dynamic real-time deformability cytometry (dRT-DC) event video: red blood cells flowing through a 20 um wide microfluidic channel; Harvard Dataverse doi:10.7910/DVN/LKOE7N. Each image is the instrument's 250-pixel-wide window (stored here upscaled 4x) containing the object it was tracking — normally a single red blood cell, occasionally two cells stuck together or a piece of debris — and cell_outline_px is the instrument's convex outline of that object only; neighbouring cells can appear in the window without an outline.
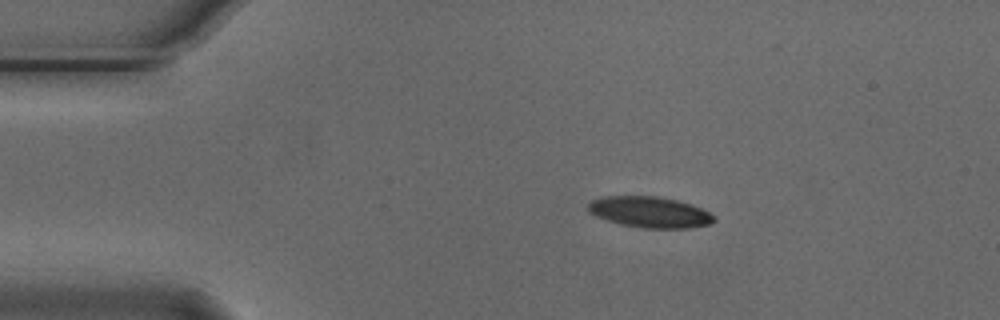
{"species": "Egyptian fruit bat (a non-hibernating species)", "species_latin": "Rousettus aegyptiacus", "temperature_condition": "cold", "stored_images_in_passage": 6, "camera_frame_rate_fps": 3000, "um_per_image_px": 0.085, "animal": {"sex": "male"}, "frame": {"image": 1, "passage_image": 2, "time_ms": 0.333, "image_size_px": [1000, 320], "cell_outline_px": [[716, 220], [712, 224], [688, 228], [644, 228], [620, 224], [596, 216], [588, 212], [588, 204], [592, 200], [604, 196], [656, 196], [676, 200], [700, 208], [708, 212]], "centroid_in_image_um": [55.2, 18.03], "position_along_channel_um": 29.8, "area_um2": 22.54}}
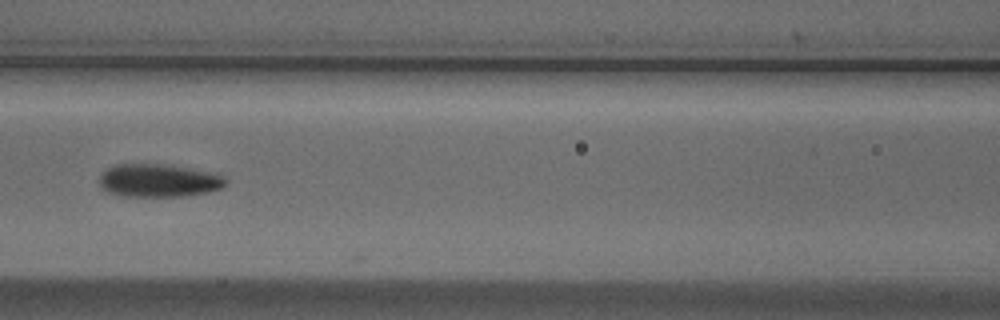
{"frame": {"image": 2, "passage_image": 6, "time_ms": 1.667, "image_size_px": [1000, 320], "cell_outline_px": [[228, 184], [224, 188], [208, 192], [188, 196], [124, 196], [108, 192], [100, 188], [100, 172], [112, 164], [172, 164], [220, 172], [228, 180]], "centroid_in_image_um": [13.57, 15.32], "position_along_channel_um": 153.0, "area_um2": 25.32}}